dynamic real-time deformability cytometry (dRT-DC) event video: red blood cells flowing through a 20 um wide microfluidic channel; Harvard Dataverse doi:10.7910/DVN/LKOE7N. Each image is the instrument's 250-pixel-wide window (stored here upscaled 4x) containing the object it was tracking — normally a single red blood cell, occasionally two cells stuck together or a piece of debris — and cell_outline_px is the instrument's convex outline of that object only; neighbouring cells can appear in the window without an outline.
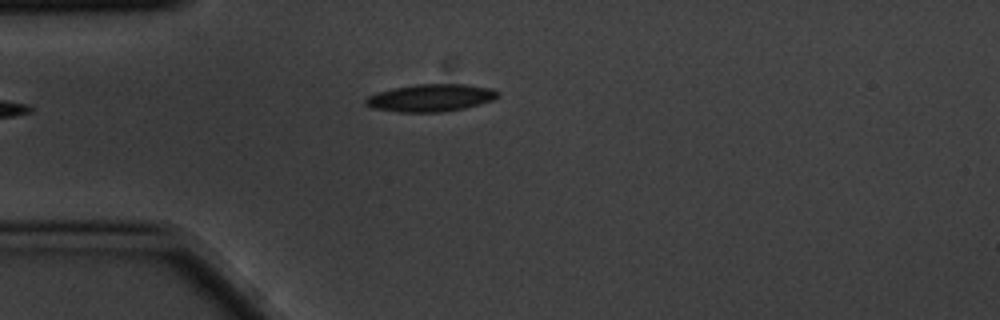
{"species": "common noctule bat (a hibernating species)", "species_latin": "Nyctalus noctula", "temperature_condition": "cold", "stored_images_in_passage": 12, "camera_frame_rate_fps": 3000, "um_per_image_px": 0.085, "animal": {"sex": "male", "body_mass_g": 20.1, "forearm_length_mm": 53.5}, "frame": {"image": 1, "passage_image": 1, "time_ms": 0.0, "image_size_px": [1000, 320], "cell_outline_px": [[500, 96], [492, 100], [480, 104], [464, 108], [444, 112], [396, 112], [372, 108], [364, 104], [364, 100], [368, 96], [376, 92], [392, 88], [416, 84], [468, 84], [492, 88], [500, 92]], "centroid_in_image_um": [36.61, 8.31], "position_along_channel_um": 48.4, "area_um2": 21.44}}
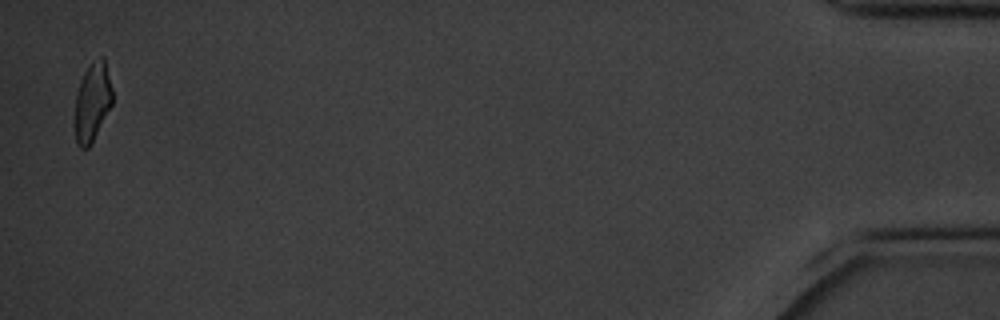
{"frame": {"image": 2, "passage_image": 12, "time_ms": 3.667, "image_size_px": [1000, 320], "cell_outline_px": [[112, 104], [92, 144], [88, 148], [80, 148], [76, 144], [76, 92], [84, 72], [88, 64], [92, 60], [100, 56], [104, 56], [112, 88]], "centroid_in_image_um": [7.87, 8.64], "position_along_channel_um": 427.3, "area_um2": 17.28}}